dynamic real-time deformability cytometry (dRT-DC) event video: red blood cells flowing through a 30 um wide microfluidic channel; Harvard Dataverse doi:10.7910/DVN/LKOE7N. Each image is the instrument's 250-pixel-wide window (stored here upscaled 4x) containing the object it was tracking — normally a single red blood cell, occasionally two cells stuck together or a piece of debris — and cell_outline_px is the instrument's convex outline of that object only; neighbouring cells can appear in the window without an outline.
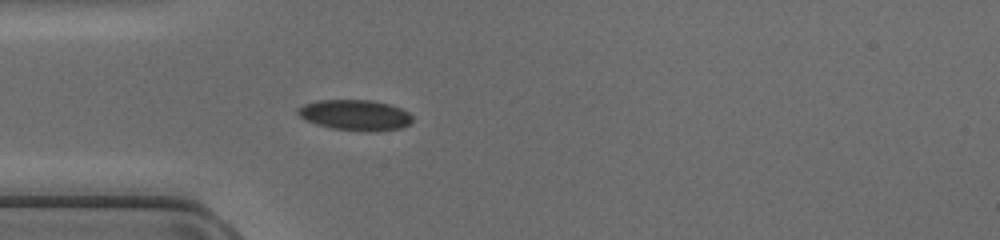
{"species": "common noctule bat (a hibernating species)", "species_latin": "Nyctalus noctula", "temperature_condition": "cold", "stored_images_in_passage": 34, "camera_frame_rate_fps": 3000, "um_per_image_px": 0.085, "animal": {"sex": "female", "body_mass_g": 17.0, "forearm_length_mm": 48.0}, "frame": {"image": 1, "passage_image": 1, "time_ms": 0.0, "image_size_px": [1000, 240], "cell_outline_px": [[412, 120], [408, 124], [400, 128], [376, 132], [368, 132], [332, 128], [316, 124], [300, 116], [296, 112], [296, 108], [304, 104], [320, 100], [372, 100], [388, 104], [400, 108], [408, 112], [412, 116]], "centroid_in_image_um": [30.19, 9.78], "position_along_channel_um": 54.8, "area_um2": 20.4}}
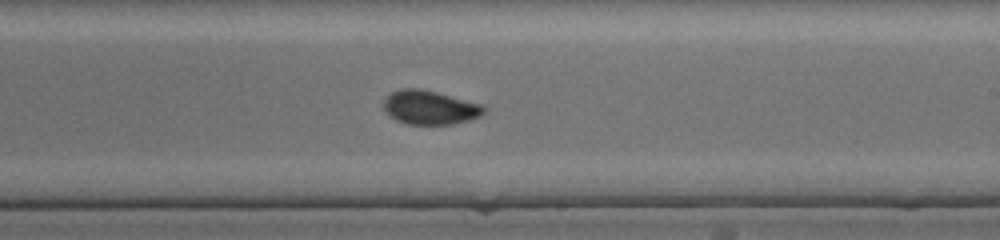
{"frame": {"image": 2, "passage_image": 15, "time_ms": 4.667, "image_size_px": [1000, 240], "cell_outline_px": [[488, 108], [480, 116], [468, 120], [452, 124], [404, 124], [388, 116], [384, 108], [384, 100], [392, 92], [400, 88], [420, 88], [436, 92], [480, 104]], "centroid_in_image_um": [36.51, 9.14], "position_along_channel_um": 252.5, "area_um2": 19.77}}
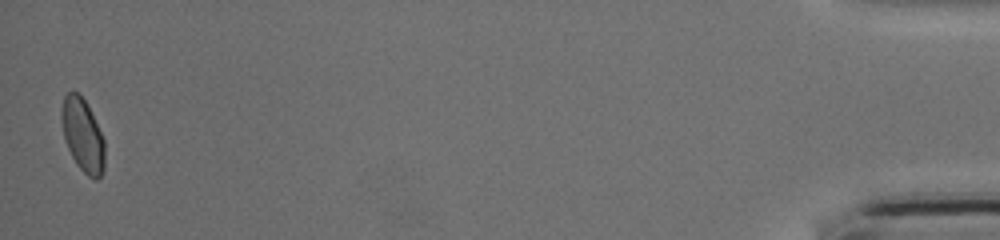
{"frame": {"image": 3, "passage_image": 34, "time_ms": 11.0, "image_size_px": [1000, 240], "cell_outline_px": [[104, 172], [96, 180], [88, 176], [76, 164], [68, 148], [64, 136], [60, 116], [60, 112], [64, 96], [72, 88], [80, 92], [104, 140]], "centroid_in_image_um": [7.0, 11.46], "position_along_channel_um": 428.2, "area_um2": 18.32}}